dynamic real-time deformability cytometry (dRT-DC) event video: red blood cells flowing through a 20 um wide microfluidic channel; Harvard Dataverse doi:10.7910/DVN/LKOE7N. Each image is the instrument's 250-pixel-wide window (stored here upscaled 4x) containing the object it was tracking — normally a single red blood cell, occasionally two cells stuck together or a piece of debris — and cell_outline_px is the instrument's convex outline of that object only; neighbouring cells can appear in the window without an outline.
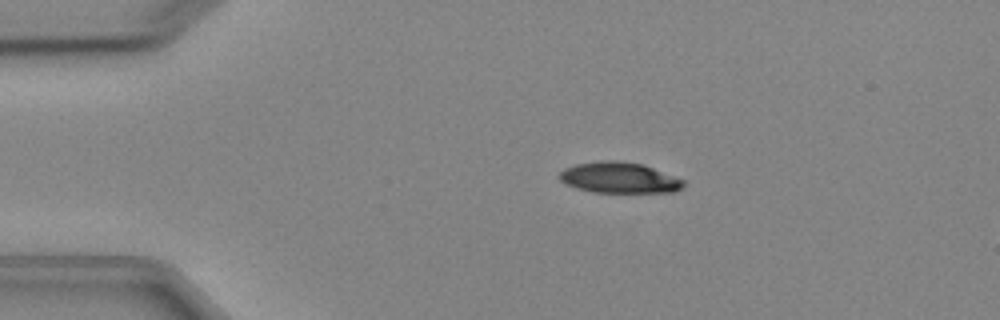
{"species": "Egyptian fruit bat (a non-hibernating species)", "species_latin": "Rousettus aegyptiacus", "temperature_condition": "cold", "stored_images_in_passage": 5, "camera_frame_rate_fps": 3000, "um_per_image_px": 0.085, "animal": {"sex": "female"}, "frame": {"image": 1, "passage_image": 3, "time_ms": 3.0, "image_size_px": [1000, 320], "cell_outline_px": [[688, 184], [684, 188], [676, 192], [592, 192], [576, 188], [560, 180], [556, 176], [564, 168], [576, 164], [600, 160], [620, 160], [644, 164], [684, 180]], "centroid_in_image_um": [52.67, 15.1], "position_along_channel_um": 32.3, "area_um2": 22.66}}